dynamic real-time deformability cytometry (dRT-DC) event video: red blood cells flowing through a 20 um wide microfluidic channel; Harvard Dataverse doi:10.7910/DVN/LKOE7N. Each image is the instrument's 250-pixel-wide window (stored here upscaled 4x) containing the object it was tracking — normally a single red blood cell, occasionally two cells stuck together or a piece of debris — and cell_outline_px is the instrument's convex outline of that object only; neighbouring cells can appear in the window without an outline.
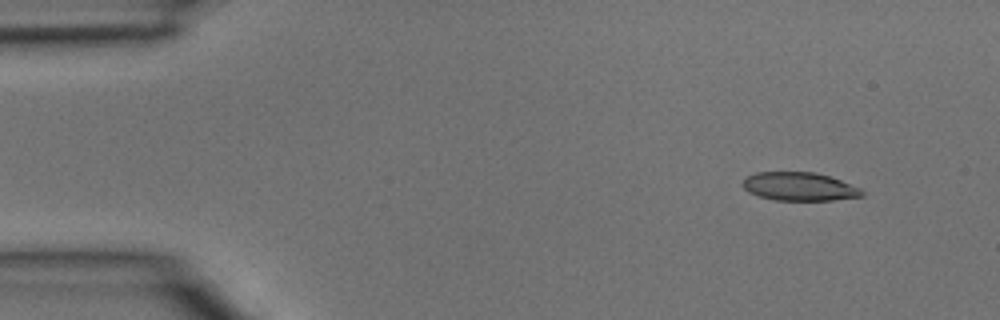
{"species": "common noctule bat (a hibernating species)", "species_latin": "Nyctalus noctula", "temperature_condition": "room temperature", "stored_images_in_passage": 3, "camera_frame_rate_fps": 3000, "um_per_image_px": 0.085, "animal": {"sex": "male", "body_mass_g": 15.6}, "frame": {"image": 1, "passage_image": 1, "time_ms": 0.0, "image_size_px": [1000, 320], "cell_outline_px": [[864, 196], [832, 200], [776, 200], [756, 196], [748, 192], [740, 184], [748, 176], [756, 172], [812, 172], [828, 176], [840, 180], [860, 188], [864, 192]], "centroid_in_image_um": [67.91, 15.86], "position_along_channel_um": 17.1, "area_um2": 19.71}}
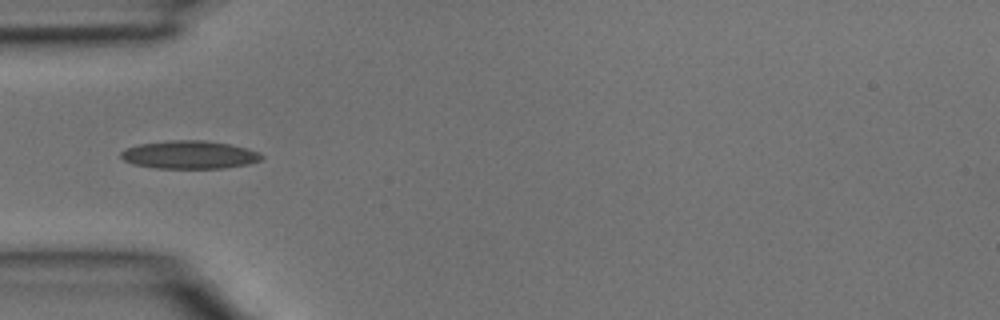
{"frame": {"image": 2, "passage_image": 3, "time_ms": 0.667, "image_size_px": [1000, 320], "cell_outline_px": [[264, 160], [248, 164], [224, 168], [156, 168], [132, 164], [124, 160], [120, 156], [120, 152], [124, 148], [140, 144], [172, 140], [204, 140], [228, 144], [248, 148], [260, 152], [264, 156]], "centroid_in_image_um": [16.13, 13.15], "position_along_channel_um": 68.9, "area_um2": 23.18}}